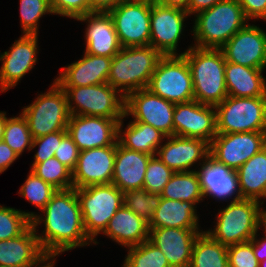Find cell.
<instances>
[{
  "label": "cell",
  "mask_w": 266,
  "mask_h": 267,
  "mask_svg": "<svg viewBox=\"0 0 266 267\" xmlns=\"http://www.w3.org/2000/svg\"><path fill=\"white\" fill-rule=\"evenodd\" d=\"M18 156H21L25 149L32 150L33 137L29 130L26 118L19 113V116L7 117L2 139Z\"/></svg>",
  "instance_id": "34"
},
{
  "label": "cell",
  "mask_w": 266,
  "mask_h": 267,
  "mask_svg": "<svg viewBox=\"0 0 266 267\" xmlns=\"http://www.w3.org/2000/svg\"><path fill=\"white\" fill-rule=\"evenodd\" d=\"M5 122H6V112L0 111V141H2L3 139Z\"/></svg>",
  "instance_id": "53"
},
{
  "label": "cell",
  "mask_w": 266,
  "mask_h": 267,
  "mask_svg": "<svg viewBox=\"0 0 266 267\" xmlns=\"http://www.w3.org/2000/svg\"><path fill=\"white\" fill-rule=\"evenodd\" d=\"M101 116L70 115L67 132L80 151L113 145L118 137V122Z\"/></svg>",
  "instance_id": "19"
},
{
  "label": "cell",
  "mask_w": 266,
  "mask_h": 267,
  "mask_svg": "<svg viewBox=\"0 0 266 267\" xmlns=\"http://www.w3.org/2000/svg\"><path fill=\"white\" fill-rule=\"evenodd\" d=\"M215 110L218 134L266 131V97L227 96Z\"/></svg>",
  "instance_id": "8"
},
{
  "label": "cell",
  "mask_w": 266,
  "mask_h": 267,
  "mask_svg": "<svg viewBox=\"0 0 266 267\" xmlns=\"http://www.w3.org/2000/svg\"><path fill=\"white\" fill-rule=\"evenodd\" d=\"M54 15L78 19L93 11L89 8L88 0H49Z\"/></svg>",
  "instance_id": "44"
},
{
  "label": "cell",
  "mask_w": 266,
  "mask_h": 267,
  "mask_svg": "<svg viewBox=\"0 0 266 267\" xmlns=\"http://www.w3.org/2000/svg\"><path fill=\"white\" fill-rule=\"evenodd\" d=\"M266 147V131L218 134L210 143V155L237 170Z\"/></svg>",
  "instance_id": "13"
},
{
  "label": "cell",
  "mask_w": 266,
  "mask_h": 267,
  "mask_svg": "<svg viewBox=\"0 0 266 267\" xmlns=\"http://www.w3.org/2000/svg\"><path fill=\"white\" fill-rule=\"evenodd\" d=\"M87 236L97 245L110 219L123 205V192L114 184L90 185L76 189Z\"/></svg>",
  "instance_id": "6"
},
{
  "label": "cell",
  "mask_w": 266,
  "mask_h": 267,
  "mask_svg": "<svg viewBox=\"0 0 266 267\" xmlns=\"http://www.w3.org/2000/svg\"><path fill=\"white\" fill-rule=\"evenodd\" d=\"M173 125L174 135L202 139L210 144L217 135L215 106L195 100L175 104Z\"/></svg>",
  "instance_id": "16"
},
{
  "label": "cell",
  "mask_w": 266,
  "mask_h": 267,
  "mask_svg": "<svg viewBox=\"0 0 266 267\" xmlns=\"http://www.w3.org/2000/svg\"><path fill=\"white\" fill-rule=\"evenodd\" d=\"M227 252L229 267H259L252 240L229 245Z\"/></svg>",
  "instance_id": "43"
},
{
  "label": "cell",
  "mask_w": 266,
  "mask_h": 267,
  "mask_svg": "<svg viewBox=\"0 0 266 267\" xmlns=\"http://www.w3.org/2000/svg\"><path fill=\"white\" fill-rule=\"evenodd\" d=\"M56 191V188L30 170L18 194L41 211Z\"/></svg>",
  "instance_id": "40"
},
{
  "label": "cell",
  "mask_w": 266,
  "mask_h": 267,
  "mask_svg": "<svg viewBox=\"0 0 266 267\" xmlns=\"http://www.w3.org/2000/svg\"><path fill=\"white\" fill-rule=\"evenodd\" d=\"M56 256H46L42 261L33 267H54L56 263Z\"/></svg>",
  "instance_id": "52"
},
{
  "label": "cell",
  "mask_w": 266,
  "mask_h": 267,
  "mask_svg": "<svg viewBox=\"0 0 266 267\" xmlns=\"http://www.w3.org/2000/svg\"><path fill=\"white\" fill-rule=\"evenodd\" d=\"M259 267H266V259L262 262H259Z\"/></svg>",
  "instance_id": "56"
},
{
  "label": "cell",
  "mask_w": 266,
  "mask_h": 267,
  "mask_svg": "<svg viewBox=\"0 0 266 267\" xmlns=\"http://www.w3.org/2000/svg\"><path fill=\"white\" fill-rule=\"evenodd\" d=\"M174 173L157 155L152 156L147 164L143 189L149 193L161 194Z\"/></svg>",
  "instance_id": "41"
},
{
  "label": "cell",
  "mask_w": 266,
  "mask_h": 267,
  "mask_svg": "<svg viewBox=\"0 0 266 267\" xmlns=\"http://www.w3.org/2000/svg\"><path fill=\"white\" fill-rule=\"evenodd\" d=\"M83 55L81 59L62 67L63 70L54 79L61 88L107 83L112 58L86 52Z\"/></svg>",
  "instance_id": "23"
},
{
  "label": "cell",
  "mask_w": 266,
  "mask_h": 267,
  "mask_svg": "<svg viewBox=\"0 0 266 267\" xmlns=\"http://www.w3.org/2000/svg\"><path fill=\"white\" fill-rule=\"evenodd\" d=\"M67 131H56L47 135L33 139L32 150L38 146V150H35L34 161L31 168L37 164L54 157L55 152L60 144L62 138L67 134Z\"/></svg>",
  "instance_id": "42"
},
{
  "label": "cell",
  "mask_w": 266,
  "mask_h": 267,
  "mask_svg": "<svg viewBox=\"0 0 266 267\" xmlns=\"http://www.w3.org/2000/svg\"><path fill=\"white\" fill-rule=\"evenodd\" d=\"M130 1H145V2H150V3L157 2V0H130Z\"/></svg>",
  "instance_id": "55"
},
{
  "label": "cell",
  "mask_w": 266,
  "mask_h": 267,
  "mask_svg": "<svg viewBox=\"0 0 266 267\" xmlns=\"http://www.w3.org/2000/svg\"><path fill=\"white\" fill-rule=\"evenodd\" d=\"M241 5L246 18L250 21H266V0H237Z\"/></svg>",
  "instance_id": "46"
},
{
  "label": "cell",
  "mask_w": 266,
  "mask_h": 267,
  "mask_svg": "<svg viewBox=\"0 0 266 267\" xmlns=\"http://www.w3.org/2000/svg\"><path fill=\"white\" fill-rule=\"evenodd\" d=\"M40 212L31 219V226L46 255L60 256L74 248L92 245L83 225L75 188L57 190ZM39 225H44L41 234Z\"/></svg>",
  "instance_id": "1"
},
{
  "label": "cell",
  "mask_w": 266,
  "mask_h": 267,
  "mask_svg": "<svg viewBox=\"0 0 266 267\" xmlns=\"http://www.w3.org/2000/svg\"><path fill=\"white\" fill-rule=\"evenodd\" d=\"M227 248L203 231L194 242L189 267H229Z\"/></svg>",
  "instance_id": "32"
},
{
  "label": "cell",
  "mask_w": 266,
  "mask_h": 267,
  "mask_svg": "<svg viewBox=\"0 0 266 267\" xmlns=\"http://www.w3.org/2000/svg\"><path fill=\"white\" fill-rule=\"evenodd\" d=\"M262 227L266 230V209H265V213H264V219H263V226Z\"/></svg>",
  "instance_id": "54"
},
{
  "label": "cell",
  "mask_w": 266,
  "mask_h": 267,
  "mask_svg": "<svg viewBox=\"0 0 266 267\" xmlns=\"http://www.w3.org/2000/svg\"><path fill=\"white\" fill-rule=\"evenodd\" d=\"M225 61L255 69H266V32L250 22L221 48Z\"/></svg>",
  "instance_id": "17"
},
{
  "label": "cell",
  "mask_w": 266,
  "mask_h": 267,
  "mask_svg": "<svg viewBox=\"0 0 266 267\" xmlns=\"http://www.w3.org/2000/svg\"><path fill=\"white\" fill-rule=\"evenodd\" d=\"M196 172L204 198L209 196L220 202H227L228 200L233 202L243 199L237 171L218 162L211 155L206 158Z\"/></svg>",
  "instance_id": "21"
},
{
  "label": "cell",
  "mask_w": 266,
  "mask_h": 267,
  "mask_svg": "<svg viewBox=\"0 0 266 267\" xmlns=\"http://www.w3.org/2000/svg\"><path fill=\"white\" fill-rule=\"evenodd\" d=\"M103 236L128 248L149 239L148 222L122 205L110 219Z\"/></svg>",
  "instance_id": "27"
},
{
  "label": "cell",
  "mask_w": 266,
  "mask_h": 267,
  "mask_svg": "<svg viewBox=\"0 0 266 267\" xmlns=\"http://www.w3.org/2000/svg\"><path fill=\"white\" fill-rule=\"evenodd\" d=\"M190 0H157V3L167 7H176L187 10Z\"/></svg>",
  "instance_id": "51"
},
{
  "label": "cell",
  "mask_w": 266,
  "mask_h": 267,
  "mask_svg": "<svg viewBox=\"0 0 266 267\" xmlns=\"http://www.w3.org/2000/svg\"><path fill=\"white\" fill-rule=\"evenodd\" d=\"M262 231L264 232V235H262L263 237H258L259 232H257L251 239L253 242V252L258 262H262L266 259V230L263 228Z\"/></svg>",
  "instance_id": "48"
},
{
  "label": "cell",
  "mask_w": 266,
  "mask_h": 267,
  "mask_svg": "<svg viewBox=\"0 0 266 267\" xmlns=\"http://www.w3.org/2000/svg\"><path fill=\"white\" fill-rule=\"evenodd\" d=\"M80 150L73 142L71 136L67 133L58 144L54 157L71 171L75 168Z\"/></svg>",
  "instance_id": "45"
},
{
  "label": "cell",
  "mask_w": 266,
  "mask_h": 267,
  "mask_svg": "<svg viewBox=\"0 0 266 267\" xmlns=\"http://www.w3.org/2000/svg\"><path fill=\"white\" fill-rule=\"evenodd\" d=\"M161 198L195 202L196 204L203 201L204 196L196 170L175 172L165 185Z\"/></svg>",
  "instance_id": "33"
},
{
  "label": "cell",
  "mask_w": 266,
  "mask_h": 267,
  "mask_svg": "<svg viewBox=\"0 0 266 267\" xmlns=\"http://www.w3.org/2000/svg\"><path fill=\"white\" fill-rule=\"evenodd\" d=\"M146 89L174 104L194 100L192 76L185 56L163 55Z\"/></svg>",
  "instance_id": "10"
},
{
  "label": "cell",
  "mask_w": 266,
  "mask_h": 267,
  "mask_svg": "<svg viewBox=\"0 0 266 267\" xmlns=\"http://www.w3.org/2000/svg\"><path fill=\"white\" fill-rule=\"evenodd\" d=\"M265 209L255 200L240 199L219 209L215 226L205 232L226 246L250 241L263 226Z\"/></svg>",
  "instance_id": "5"
},
{
  "label": "cell",
  "mask_w": 266,
  "mask_h": 267,
  "mask_svg": "<svg viewBox=\"0 0 266 267\" xmlns=\"http://www.w3.org/2000/svg\"><path fill=\"white\" fill-rule=\"evenodd\" d=\"M76 20L87 23L84 52L113 58L121 50L112 17L108 12H92Z\"/></svg>",
  "instance_id": "24"
},
{
  "label": "cell",
  "mask_w": 266,
  "mask_h": 267,
  "mask_svg": "<svg viewBox=\"0 0 266 267\" xmlns=\"http://www.w3.org/2000/svg\"><path fill=\"white\" fill-rule=\"evenodd\" d=\"M180 55L185 56L190 68L194 100L210 106L220 104L228 96L222 50L188 46Z\"/></svg>",
  "instance_id": "2"
},
{
  "label": "cell",
  "mask_w": 266,
  "mask_h": 267,
  "mask_svg": "<svg viewBox=\"0 0 266 267\" xmlns=\"http://www.w3.org/2000/svg\"><path fill=\"white\" fill-rule=\"evenodd\" d=\"M126 249L122 267H170L163 252L149 240Z\"/></svg>",
  "instance_id": "35"
},
{
  "label": "cell",
  "mask_w": 266,
  "mask_h": 267,
  "mask_svg": "<svg viewBox=\"0 0 266 267\" xmlns=\"http://www.w3.org/2000/svg\"><path fill=\"white\" fill-rule=\"evenodd\" d=\"M197 204L189 201L161 198L159 207L154 211L149 228L200 229Z\"/></svg>",
  "instance_id": "28"
},
{
  "label": "cell",
  "mask_w": 266,
  "mask_h": 267,
  "mask_svg": "<svg viewBox=\"0 0 266 267\" xmlns=\"http://www.w3.org/2000/svg\"><path fill=\"white\" fill-rule=\"evenodd\" d=\"M150 2L124 1L108 11L121 47L150 45Z\"/></svg>",
  "instance_id": "11"
},
{
  "label": "cell",
  "mask_w": 266,
  "mask_h": 267,
  "mask_svg": "<svg viewBox=\"0 0 266 267\" xmlns=\"http://www.w3.org/2000/svg\"><path fill=\"white\" fill-rule=\"evenodd\" d=\"M38 35L22 34L9 50L0 52V92L5 93L18 85L32 71L37 61Z\"/></svg>",
  "instance_id": "15"
},
{
  "label": "cell",
  "mask_w": 266,
  "mask_h": 267,
  "mask_svg": "<svg viewBox=\"0 0 266 267\" xmlns=\"http://www.w3.org/2000/svg\"><path fill=\"white\" fill-rule=\"evenodd\" d=\"M30 170L57 190L73 188L72 171L55 157L35 164Z\"/></svg>",
  "instance_id": "36"
},
{
  "label": "cell",
  "mask_w": 266,
  "mask_h": 267,
  "mask_svg": "<svg viewBox=\"0 0 266 267\" xmlns=\"http://www.w3.org/2000/svg\"><path fill=\"white\" fill-rule=\"evenodd\" d=\"M62 89L67 96L70 115L109 119H122L125 115V97L108 83Z\"/></svg>",
  "instance_id": "9"
},
{
  "label": "cell",
  "mask_w": 266,
  "mask_h": 267,
  "mask_svg": "<svg viewBox=\"0 0 266 267\" xmlns=\"http://www.w3.org/2000/svg\"><path fill=\"white\" fill-rule=\"evenodd\" d=\"M160 202L161 194L149 193L144 189L123 192V205L148 223L151 221L154 211L159 207Z\"/></svg>",
  "instance_id": "38"
},
{
  "label": "cell",
  "mask_w": 266,
  "mask_h": 267,
  "mask_svg": "<svg viewBox=\"0 0 266 267\" xmlns=\"http://www.w3.org/2000/svg\"><path fill=\"white\" fill-rule=\"evenodd\" d=\"M19 2L22 33L38 35L40 18L45 14H54L49 0H19Z\"/></svg>",
  "instance_id": "39"
},
{
  "label": "cell",
  "mask_w": 266,
  "mask_h": 267,
  "mask_svg": "<svg viewBox=\"0 0 266 267\" xmlns=\"http://www.w3.org/2000/svg\"><path fill=\"white\" fill-rule=\"evenodd\" d=\"M117 141L110 146L82 150L72 170L73 188L111 184Z\"/></svg>",
  "instance_id": "18"
},
{
  "label": "cell",
  "mask_w": 266,
  "mask_h": 267,
  "mask_svg": "<svg viewBox=\"0 0 266 267\" xmlns=\"http://www.w3.org/2000/svg\"><path fill=\"white\" fill-rule=\"evenodd\" d=\"M48 90L38 94L21 111L33 139L56 131H67L70 113L65 91L55 81Z\"/></svg>",
  "instance_id": "7"
},
{
  "label": "cell",
  "mask_w": 266,
  "mask_h": 267,
  "mask_svg": "<svg viewBox=\"0 0 266 267\" xmlns=\"http://www.w3.org/2000/svg\"><path fill=\"white\" fill-rule=\"evenodd\" d=\"M35 212L0 205V240L20 236L30 225Z\"/></svg>",
  "instance_id": "37"
},
{
  "label": "cell",
  "mask_w": 266,
  "mask_h": 267,
  "mask_svg": "<svg viewBox=\"0 0 266 267\" xmlns=\"http://www.w3.org/2000/svg\"><path fill=\"white\" fill-rule=\"evenodd\" d=\"M188 16L186 10L163 6L157 2L152 3L150 46L162 55H180L177 53V47L181 35H184L186 27L184 22Z\"/></svg>",
  "instance_id": "14"
},
{
  "label": "cell",
  "mask_w": 266,
  "mask_h": 267,
  "mask_svg": "<svg viewBox=\"0 0 266 267\" xmlns=\"http://www.w3.org/2000/svg\"><path fill=\"white\" fill-rule=\"evenodd\" d=\"M175 104L141 89L125 97L124 118L132 116L135 122L149 124L166 136L174 135L173 114Z\"/></svg>",
  "instance_id": "12"
},
{
  "label": "cell",
  "mask_w": 266,
  "mask_h": 267,
  "mask_svg": "<svg viewBox=\"0 0 266 267\" xmlns=\"http://www.w3.org/2000/svg\"><path fill=\"white\" fill-rule=\"evenodd\" d=\"M152 156L121 146L117 140L112 184L122 192L143 189L147 164Z\"/></svg>",
  "instance_id": "26"
},
{
  "label": "cell",
  "mask_w": 266,
  "mask_h": 267,
  "mask_svg": "<svg viewBox=\"0 0 266 267\" xmlns=\"http://www.w3.org/2000/svg\"><path fill=\"white\" fill-rule=\"evenodd\" d=\"M163 55L152 46L122 47L112 58L107 83L124 97L146 89Z\"/></svg>",
  "instance_id": "4"
},
{
  "label": "cell",
  "mask_w": 266,
  "mask_h": 267,
  "mask_svg": "<svg viewBox=\"0 0 266 267\" xmlns=\"http://www.w3.org/2000/svg\"><path fill=\"white\" fill-rule=\"evenodd\" d=\"M19 156L2 140L0 141V174L5 172Z\"/></svg>",
  "instance_id": "47"
},
{
  "label": "cell",
  "mask_w": 266,
  "mask_h": 267,
  "mask_svg": "<svg viewBox=\"0 0 266 267\" xmlns=\"http://www.w3.org/2000/svg\"><path fill=\"white\" fill-rule=\"evenodd\" d=\"M265 69H255L232 62L225 63V82L228 96L266 97Z\"/></svg>",
  "instance_id": "29"
},
{
  "label": "cell",
  "mask_w": 266,
  "mask_h": 267,
  "mask_svg": "<svg viewBox=\"0 0 266 267\" xmlns=\"http://www.w3.org/2000/svg\"><path fill=\"white\" fill-rule=\"evenodd\" d=\"M224 0H190L188 9L186 10L188 12L189 16H194L206 9H210L218 2H221Z\"/></svg>",
  "instance_id": "50"
},
{
  "label": "cell",
  "mask_w": 266,
  "mask_h": 267,
  "mask_svg": "<svg viewBox=\"0 0 266 267\" xmlns=\"http://www.w3.org/2000/svg\"><path fill=\"white\" fill-rule=\"evenodd\" d=\"M127 0H88L89 8L93 12H108Z\"/></svg>",
  "instance_id": "49"
},
{
  "label": "cell",
  "mask_w": 266,
  "mask_h": 267,
  "mask_svg": "<svg viewBox=\"0 0 266 267\" xmlns=\"http://www.w3.org/2000/svg\"><path fill=\"white\" fill-rule=\"evenodd\" d=\"M46 256L31 225L20 236L0 240V265L33 267Z\"/></svg>",
  "instance_id": "25"
},
{
  "label": "cell",
  "mask_w": 266,
  "mask_h": 267,
  "mask_svg": "<svg viewBox=\"0 0 266 267\" xmlns=\"http://www.w3.org/2000/svg\"><path fill=\"white\" fill-rule=\"evenodd\" d=\"M165 140L156 155L174 172L195 171L192 166L199 163L198 167L210 155V144L202 139L172 135Z\"/></svg>",
  "instance_id": "20"
},
{
  "label": "cell",
  "mask_w": 266,
  "mask_h": 267,
  "mask_svg": "<svg viewBox=\"0 0 266 267\" xmlns=\"http://www.w3.org/2000/svg\"><path fill=\"white\" fill-rule=\"evenodd\" d=\"M242 198L264 204L266 200V147L237 170Z\"/></svg>",
  "instance_id": "31"
},
{
  "label": "cell",
  "mask_w": 266,
  "mask_h": 267,
  "mask_svg": "<svg viewBox=\"0 0 266 267\" xmlns=\"http://www.w3.org/2000/svg\"><path fill=\"white\" fill-rule=\"evenodd\" d=\"M201 229L149 228V241L165 255L170 267H189Z\"/></svg>",
  "instance_id": "22"
},
{
  "label": "cell",
  "mask_w": 266,
  "mask_h": 267,
  "mask_svg": "<svg viewBox=\"0 0 266 267\" xmlns=\"http://www.w3.org/2000/svg\"><path fill=\"white\" fill-rule=\"evenodd\" d=\"M124 120L123 117L118 122V143L125 148L155 156L167 136L149 124L133 120L123 130Z\"/></svg>",
  "instance_id": "30"
},
{
  "label": "cell",
  "mask_w": 266,
  "mask_h": 267,
  "mask_svg": "<svg viewBox=\"0 0 266 267\" xmlns=\"http://www.w3.org/2000/svg\"><path fill=\"white\" fill-rule=\"evenodd\" d=\"M194 17L191 35L198 48L220 49L249 22L237 0L218 2Z\"/></svg>",
  "instance_id": "3"
}]
</instances>
